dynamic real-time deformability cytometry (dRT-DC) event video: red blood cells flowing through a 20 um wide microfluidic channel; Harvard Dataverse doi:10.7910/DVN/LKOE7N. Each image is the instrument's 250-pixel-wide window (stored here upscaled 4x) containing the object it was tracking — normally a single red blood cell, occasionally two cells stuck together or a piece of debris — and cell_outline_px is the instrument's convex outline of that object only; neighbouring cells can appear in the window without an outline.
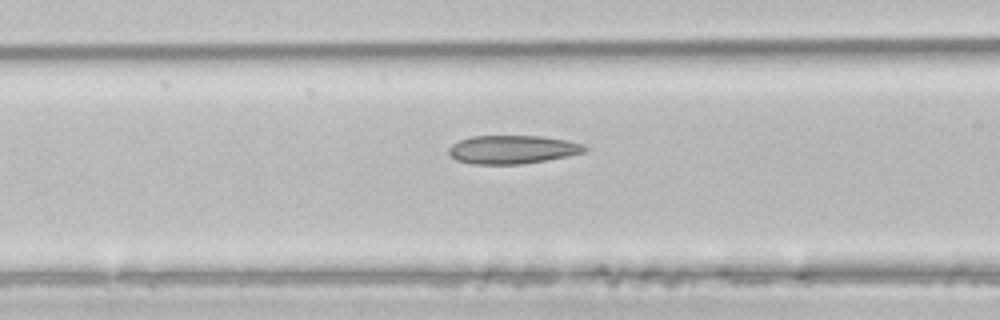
{"species": "common noctule bat (a hibernating species)", "species_latin": "Nyctalus noctula", "temperature_condition": "room temperature", "stored_images_in_passage": 4, "camera_frame_rate_fps": 3000, "um_per_image_px": 0.085, "animal": {"sex": "male", "body_mass_g": 21.5, "forearm_length_mm": 52.0}, "frame": {"image": 1, "passage_image": 4, "time_ms": 1.0, "image_size_px": [1000, 320], "cell_outline_px": [[588, 148], [584, 152], [568, 156], [520, 164], [472, 164], [456, 160], [448, 152], [448, 148], [452, 144], [460, 140], [472, 136], [540, 136], [568, 140], [580, 144]], "centroid_in_image_um": [43.53, 12.71], "position_along_channel_um": 123.1, "area_um2": 22.37}}